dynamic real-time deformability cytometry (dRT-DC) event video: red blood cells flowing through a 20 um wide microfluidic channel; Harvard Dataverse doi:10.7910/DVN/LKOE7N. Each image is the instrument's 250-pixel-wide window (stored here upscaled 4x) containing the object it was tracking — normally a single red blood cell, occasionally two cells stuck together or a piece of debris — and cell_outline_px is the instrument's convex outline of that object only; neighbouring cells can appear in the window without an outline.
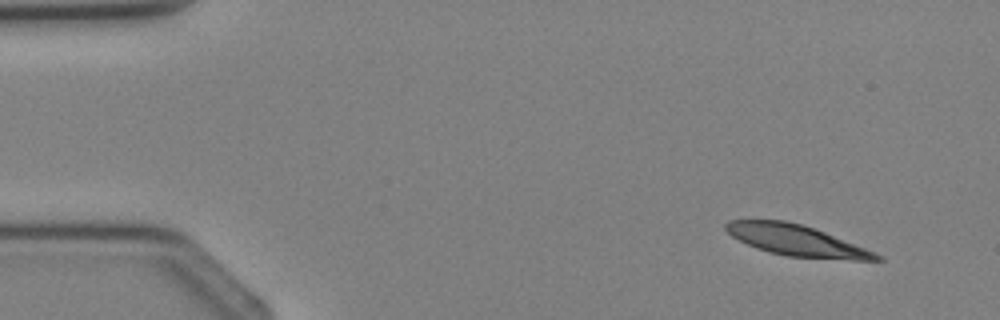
{"species": "Egyptian fruit bat (a non-hibernating species)", "species_latin": "Rousettus aegyptiacus", "temperature_condition": "cold", "stored_images_in_passage": 2, "camera_frame_rate_fps": 3000, "um_per_image_px": 0.085, "animal": {"sex": "female"}, "frame": {"image": 1, "passage_image": 1, "time_ms": 0.0, "image_size_px": [1000, 320], "cell_outline_px": [[884, 260], [852, 260], [788, 256], [768, 252], [756, 248], [732, 236], [724, 228], [724, 224], [728, 220], [784, 220], [800, 224], [824, 232], [876, 252], [884, 256]], "centroid_in_image_um": [67.71, 20.44], "position_along_channel_um": 17.3, "area_um2": 26.93}}